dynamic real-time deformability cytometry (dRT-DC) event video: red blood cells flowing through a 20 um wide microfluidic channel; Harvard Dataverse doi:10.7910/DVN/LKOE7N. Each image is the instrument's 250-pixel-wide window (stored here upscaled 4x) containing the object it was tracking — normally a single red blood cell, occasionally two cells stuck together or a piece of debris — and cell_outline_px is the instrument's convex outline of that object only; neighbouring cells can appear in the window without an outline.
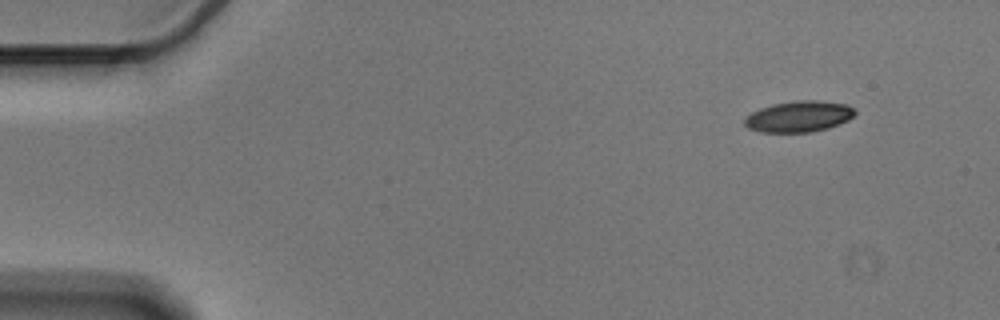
{"species": "Egyptian fruit bat (a non-hibernating species)", "species_latin": "Rousettus aegyptiacus", "temperature_condition": "cold", "stored_images_in_passage": 52, "camera_frame_rate_fps": 3000, "um_per_image_px": 0.085, "animal": {"sex": "male"}, "frame": {"image": 1, "passage_image": 1, "time_ms": 0.0, "image_size_px": [1000, 320], "cell_outline_px": [[856, 112], [848, 120], [828, 128], [808, 132], [760, 132], [748, 128], [744, 124], [744, 116], [760, 108], [772, 104], [796, 100], [816, 100], [848, 104]], "centroid_in_image_um": [67.87, 9.89], "position_along_channel_um": 17.1, "area_um2": 20.0}}
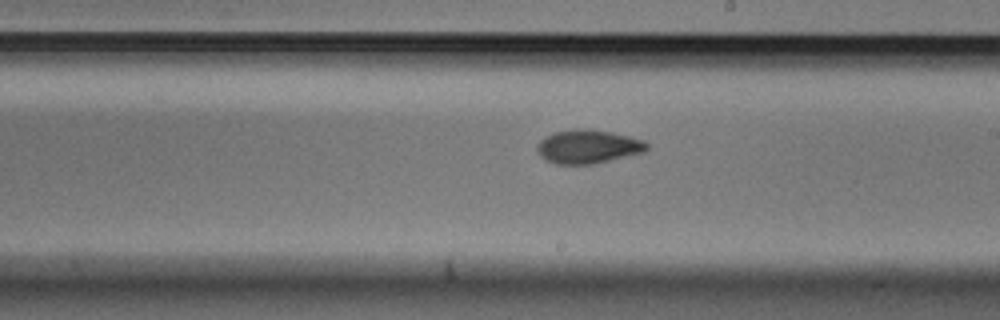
{"frame": {"image": 2, "passage_image": 28, "time_ms": 9.0, "image_size_px": [1000, 320], "cell_outline_px": [[648, 148], [644, 152], [592, 164], [556, 164], [544, 160], [540, 156], [536, 148], [540, 140], [556, 132], [576, 128], [588, 128], [612, 132], [644, 140], [648, 144]], "centroid_in_image_um": [49.98, 12.46], "position_along_channel_um": 239.0, "area_um2": 21.5}}
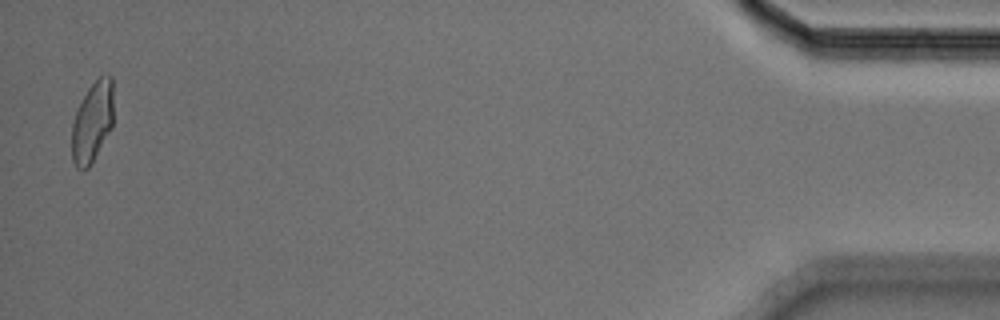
{"frame": {"image": 3, "passage_image": 51, "time_ms": 16.667, "image_size_px": [1000, 320], "cell_outline_px": [[112, 128], [92, 164], [84, 172], [76, 168], [72, 160], [72, 124], [76, 112], [88, 88], [100, 76], [108, 72], [112, 76]], "centroid_in_image_um": [7.85, 10.41], "position_along_channel_um": 427.3, "area_um2": 19.77}, "authors_computed_cell_mechanics": {"area_um2": 20.7502, "velocity_mm_per_s": 3.5815, "shape_relaxation_time_tau1_ms": 4.961, "shape_relaxation_time_tau2_ms": 2.4326, "deformation_change_tau1": 0.1345, "deformation_change_tau2": 0.0668}}